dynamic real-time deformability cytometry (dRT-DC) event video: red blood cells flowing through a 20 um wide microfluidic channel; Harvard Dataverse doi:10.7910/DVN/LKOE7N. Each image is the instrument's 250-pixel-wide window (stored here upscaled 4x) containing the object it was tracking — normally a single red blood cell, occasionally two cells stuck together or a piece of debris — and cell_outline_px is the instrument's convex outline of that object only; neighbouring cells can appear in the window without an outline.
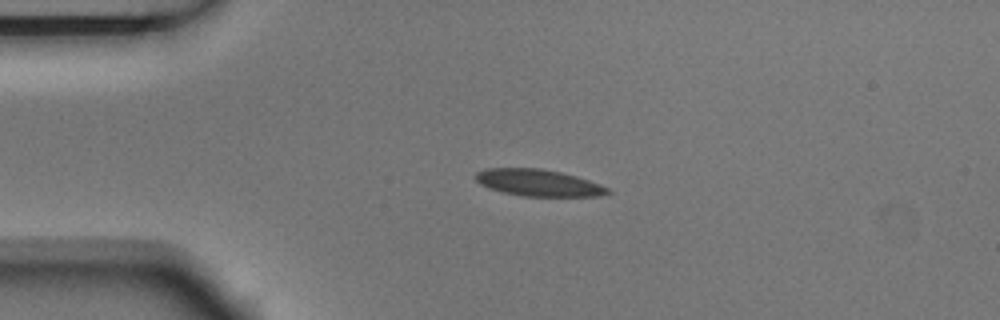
{"species": "Egyptian fruit bat (a non-hibernating species)", "species_latin": "Rousettus aegyptiacus", "temperature_condition": "room temperature", "stored_images_in_passage": 4, "camera_frame_rate_fps": 3000, "um_per_image_px": 0.085, "animal": {"sex": "male"}, "frame": {"image": 1, "passage_image": 2, "time_ms": 0.333, "image_size_px": [1000, 320], "cell_outline_px": [[612, 192], [600, 196], [524, 196], [504, 192], [480, 184], [476, 180], [476, 172], [488, 168], [540, 168], [560, 172], [576, 176], [600, 184], [608, 188]], "centroid_in_image_um": [45.79, 15.53], "position_along_channel_um": 39.2, "area_um2": 20.35}}
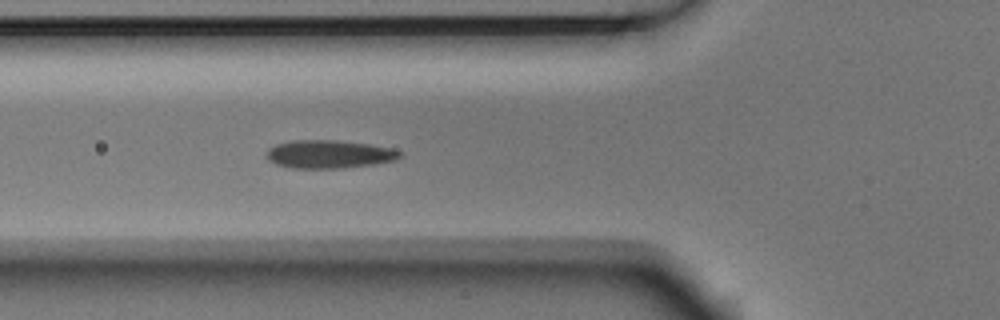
{"frame": {"image": 2, "passage_image": 4, "time_ms": 1.0, "image_size_px": [1000, 320], "cell_outline_px": [[404, 156], [396, 160], [372, 164], [344, 168], [292, 168], [276, 164], [268, 160], [268, 148], [276, 144], [292, 140], [336, 140], [368, 144], [392, 148], [404, 152]], "centroid_in_image_um": [28.02, 13.1], "position_along_channel_um": 97.8, "area_um2": 21.96}}